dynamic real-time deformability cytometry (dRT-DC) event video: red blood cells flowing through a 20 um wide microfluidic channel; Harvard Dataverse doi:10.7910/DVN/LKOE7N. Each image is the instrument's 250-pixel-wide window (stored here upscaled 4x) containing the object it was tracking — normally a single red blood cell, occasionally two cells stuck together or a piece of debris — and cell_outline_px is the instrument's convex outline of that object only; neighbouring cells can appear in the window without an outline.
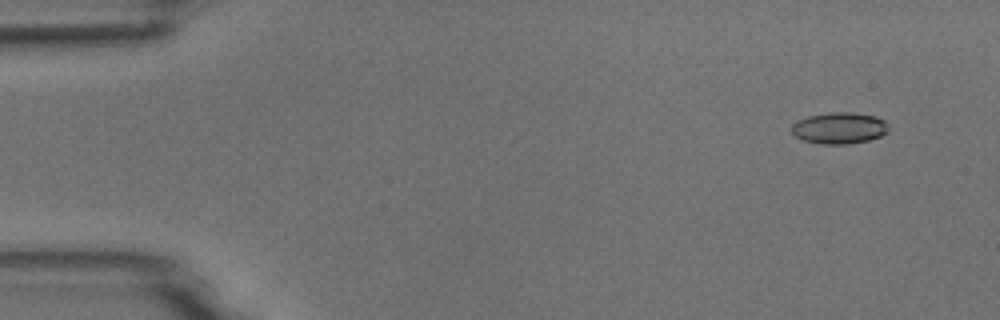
{"species": "common noctule bat (a hibernating species)", "species_latin": "Nyctalus noctula", "temperature_condition": "room temperature", "stored_images_in_passage": 4, "camera_frame_rate_fps": 3000, "um_per_image_px": 0.085, "animal": {"sex": "male", "body_mass_g": 18.8}, "frame": {"image": 1, "passage_image": 2, "time_ms": 1.0, "image_size_px": [1000, 320], "cell_outline_px": [[888, 132], [880, 136], [868, 140], [848, 144], [824, 144], [804, 140], [796, 136], [792, 132], [792, 124], [796, 120], [808, 116], [828, 112], [848, 112], [876, 116], [884, 120], [888, 124]], "centroid_in_image_um": [71.35, 10.87], "position_along_channel_um": 13.7, "area_um2": 17.74}}
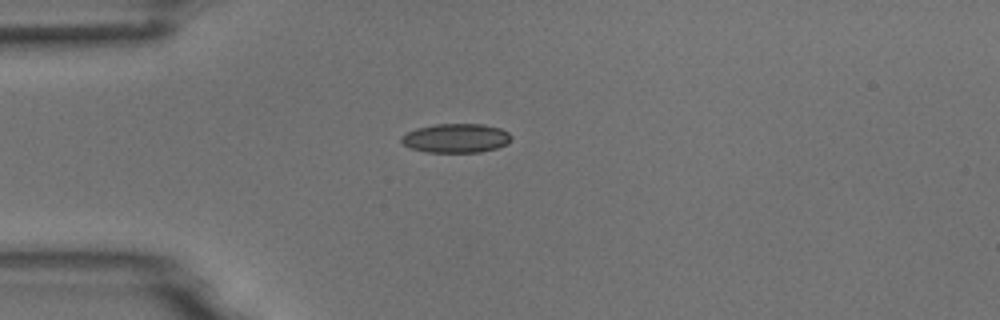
{"frame": {"image": 2, "passage_image": 4, "time_ms": 4.333, "image_size_px": [1000, 320], "cell_outline_px": [[512, 136], [508, 144], [496, 148], [480, 152], [428, 152], [412, 148], [404, 144], [400, 140], [400, 136], [416, 128], [436, 124], [484, 124], [500, 128], [508, 132]], "centroid_in_image_um": [38.78, 11.74], "position_along_channel_um": 46.2, "area_um2": 18.61}}